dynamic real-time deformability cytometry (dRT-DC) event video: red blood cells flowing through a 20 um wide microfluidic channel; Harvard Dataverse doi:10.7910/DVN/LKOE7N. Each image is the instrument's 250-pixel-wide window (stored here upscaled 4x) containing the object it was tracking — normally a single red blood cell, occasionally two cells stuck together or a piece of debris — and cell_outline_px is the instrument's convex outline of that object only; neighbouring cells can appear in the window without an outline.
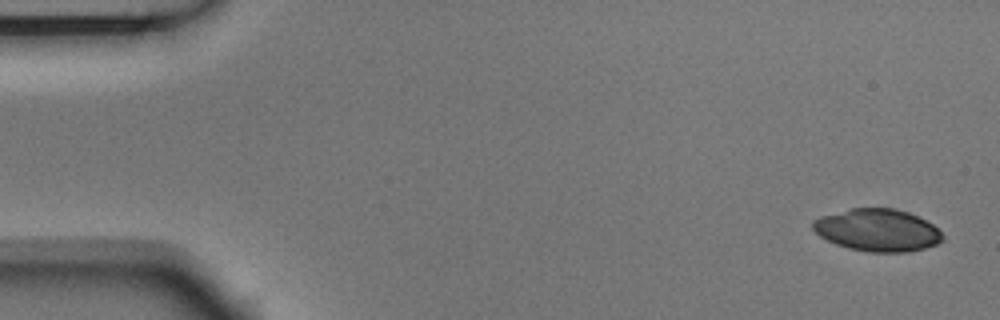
{"species": "Egyptian fruit bat (a non-hibernating species)", "species_latin": "Rousettus aegyptiacus", "temperature_condition": "room temperature", "stored_images_in_passage": 4, "camera_frame_rate_fps": 3000, "um_per_image_px": 0.085, "animal": {"sex": "male"}, "frame": {"image": 1, "passage_image": 1, "time_ms": 0.0, "image_size_px": [1000, 320], "cell_outline_px": [[944, 240], [936, 244], [924, 248], [908, 252], [868, 252], [848, 248], [836, 244], [820, 236], [812, 228], [812, 220], [820, 216], [852, 208], [892, 208], [908, 212], [932, 224], [944, 236]], "centroid_in_image_um": [74.57, 19.56], "position_along_channel_um": 10.4, "area_um2": 31.91}}